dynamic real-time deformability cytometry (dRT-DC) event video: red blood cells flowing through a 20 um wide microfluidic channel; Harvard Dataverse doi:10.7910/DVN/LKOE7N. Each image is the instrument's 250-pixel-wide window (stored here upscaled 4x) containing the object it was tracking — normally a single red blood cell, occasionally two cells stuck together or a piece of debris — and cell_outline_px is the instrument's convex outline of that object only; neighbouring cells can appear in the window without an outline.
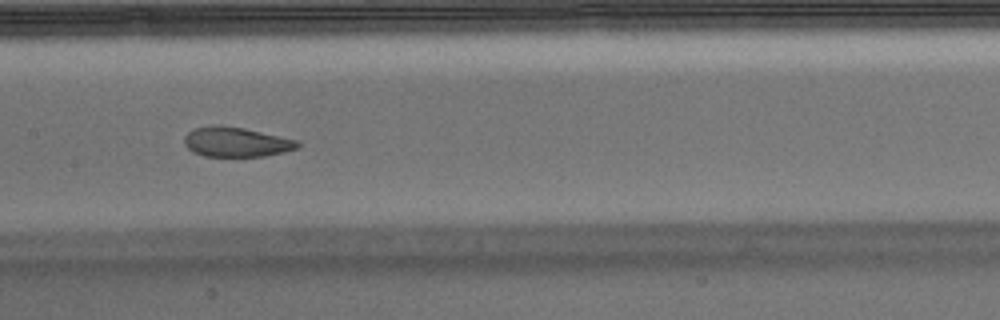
{"species": "Egyptian fruit bat (a non-hibernating species)", "species_latin": "Rousettus aegyptiacus", "temperature_condition": "warm", "stored_images_in_passage": 48, "camera_frame_rate_fps": 3000, "um_per_image_px": 0.085, "animal": {"sex": "male"}, "frame": {"image": 1, "passage_image": 21, "time_ms": 6.667, "image_size_px": [1000, 320], "cell_outline_px": [[300, 144], [296, 148], [284, 152], [264, 156], [204, 156], [192, 152], [184, 144], [184, 136], [188, 132], [196, 128], [212, 124], [216, 124], [244, 128], [296, 140]], "centroid_in_image_um": [20.02, 12.06], "position_along_channel_um": 187.4, "area_um2": 19.54}, "authors_computed_cell_mechanics": {"area_um2": 21.2704, "velocity_mm_per_s": 3.8023, "shape_relaxation_time_tau1_ms": 3.9269, "shape_relaxation_time_tau2_ms": 2.0703, "deformation_change_tau1": 0.1415, "deformation_change_tau2": 0.0584}}